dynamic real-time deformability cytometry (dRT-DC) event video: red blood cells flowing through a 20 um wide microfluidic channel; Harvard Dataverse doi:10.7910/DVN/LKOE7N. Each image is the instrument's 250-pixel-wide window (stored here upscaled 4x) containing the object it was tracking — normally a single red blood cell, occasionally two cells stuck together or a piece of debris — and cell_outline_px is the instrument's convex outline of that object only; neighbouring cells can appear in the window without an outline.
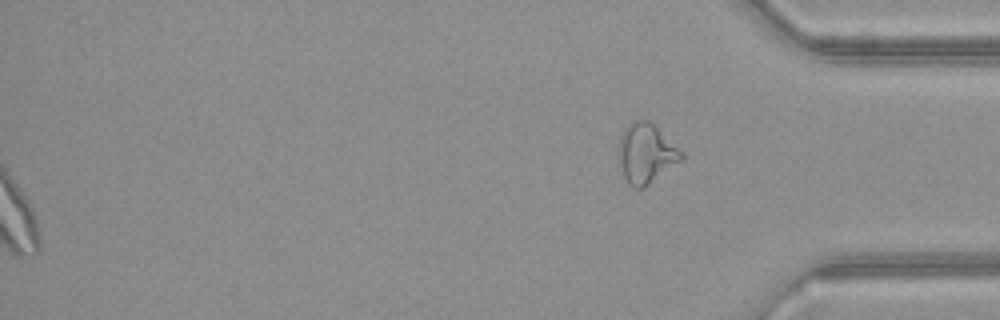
{"species": "common noctule bat (a hibernating species)", "species_latin": "Nyctalus noctula", "temperature_condition": "warm", "stored_images_in_passage": 52, "segment_of_instrument_passage": [2, 2], "camera_frame_rate_fps": 3000, "um_per_image_px": 0.085, "animal": {"sex": "female", "body_mass_g": 21.9}, "frame": {"image": 1, "passage_image": 52, "time_ms": 17.0, "image_size_px": [1000, 320], "cell_outline_px": [[684, 156], [680, 160], [644, 188], [632, 188], [628, 184], [624, 176], [620, 164], [620, 140], [624, 128], [632, 120], [648, 120], [684, 152]], "centroid_in_image_um": [54.92, 13.04], "position_along_channel_um": 380.3, "area_um2": 21.33}}